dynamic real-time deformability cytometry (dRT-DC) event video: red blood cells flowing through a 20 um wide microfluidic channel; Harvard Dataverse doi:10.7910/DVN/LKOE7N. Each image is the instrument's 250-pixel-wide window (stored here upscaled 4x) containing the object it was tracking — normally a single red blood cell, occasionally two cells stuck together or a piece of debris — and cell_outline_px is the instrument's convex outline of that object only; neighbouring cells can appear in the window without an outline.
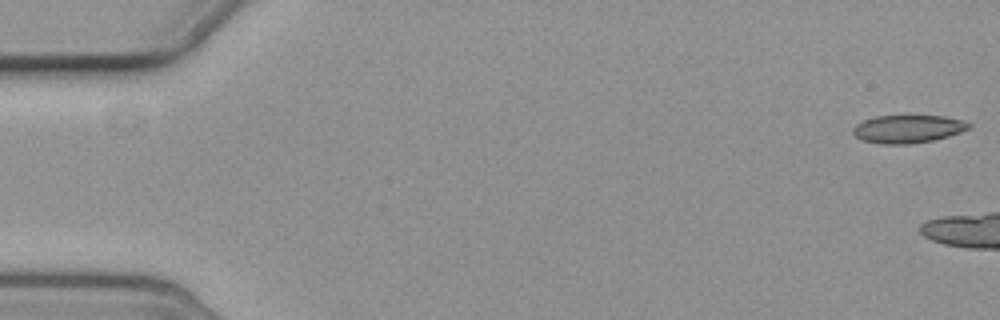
{"species": "common noctule bat (a hibernating species)", "species_latin": "Nyctalus noctula", "temperature_condition": "cold", "stored_images_in_passage": 3, "camera_frame_rate_fps": 3000, "um_per_image_px": 0.085, "animal": {"sex": "female", "body_mass_g": 19.3, "forearm_length_mm": 54.1}, "frame": {"image": 1, "passage_image": 1, "time_ms": 0.0, "image_size_px": [1000, 320], "cell_outline_px": [[972, 124], [968, 128], [960, 132], [948, 136], [932, 140], [908, 144], [880, 144], [864, 140], [856, 136], [852, 132], [852, 128], [856, 124], [864, 120], [876, 116], [944, 116], [960, 120]], "centroid_in_image_um": [77.14, 10.96], "position_along_channel_um": 7.9, "area_um2": 18.61}}